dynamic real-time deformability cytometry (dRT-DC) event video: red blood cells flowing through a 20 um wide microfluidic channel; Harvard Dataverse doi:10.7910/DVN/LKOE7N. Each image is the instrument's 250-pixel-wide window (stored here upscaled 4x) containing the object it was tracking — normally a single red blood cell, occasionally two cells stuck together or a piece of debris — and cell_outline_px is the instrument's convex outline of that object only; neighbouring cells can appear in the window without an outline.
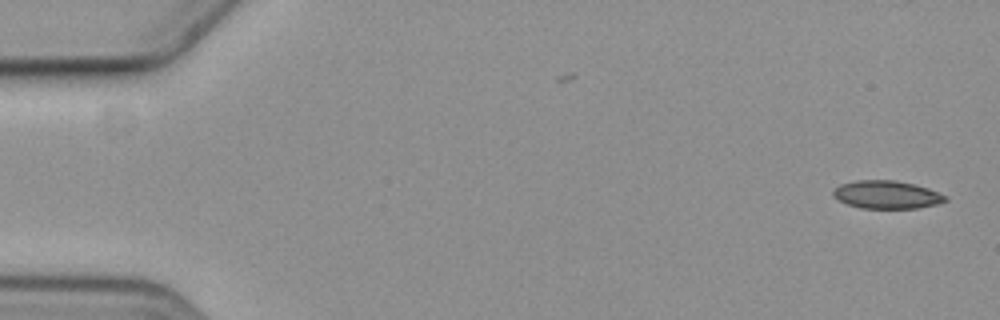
{"species": "common noctule bat (a hibernating species)", "species_latin": "Nyctalus noctula", "temperature_condition": "cold", "stored_images_in_passage": 17, "camera_frame_rate_fps": 3000, "um_per_image_px": 0.085, "animal": {"sex": "female", "body_mass_g": 19.3, "forearm_length_mm": 54.1}, "frame": {"image": 1, "passage_image": 1, "time_ms": 0.0, "image_size_px": [1000, 320], "cell_outline_px": [[948, 200], [936, 204], [916, 208], [860, 208], [848, 204], [832, 196], [832, 192], [840, 184], [856, 180], [896, 180], [928, 188], [948, 196]], "centroid_in_image_um": [75.37, 16.54], "position_along_channel_um": 9.6, "area_um2": 18.21}}
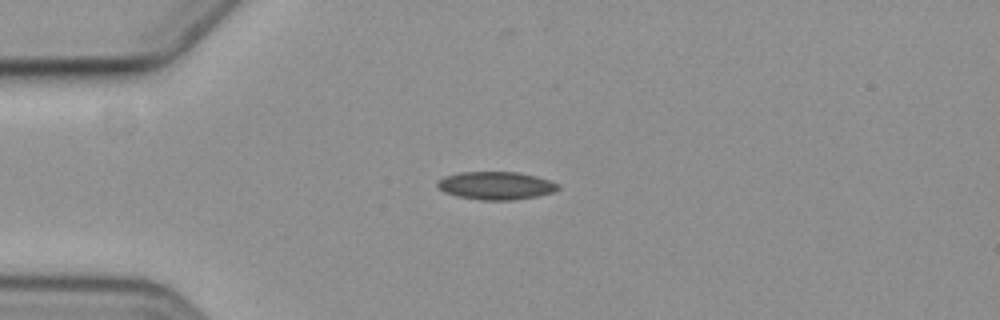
{"frame": {"image": 2, "passage_image": 14, "time_ms": 4.333, "image_size_px": [1000, 320], "cell_outline_px": [[560, 188], [552, 192], [536, 196], [512, 200], [480, 200], [456, 196], [444, 192], [436, 184], [436, 180], [444, 176], [460, 172], [520, 172], [536, 176], [560, 184]], "centroid_in_image_um": [42.13, 15.77], "position_along_channel_um": 42.9, "area_um2": 19.71}}